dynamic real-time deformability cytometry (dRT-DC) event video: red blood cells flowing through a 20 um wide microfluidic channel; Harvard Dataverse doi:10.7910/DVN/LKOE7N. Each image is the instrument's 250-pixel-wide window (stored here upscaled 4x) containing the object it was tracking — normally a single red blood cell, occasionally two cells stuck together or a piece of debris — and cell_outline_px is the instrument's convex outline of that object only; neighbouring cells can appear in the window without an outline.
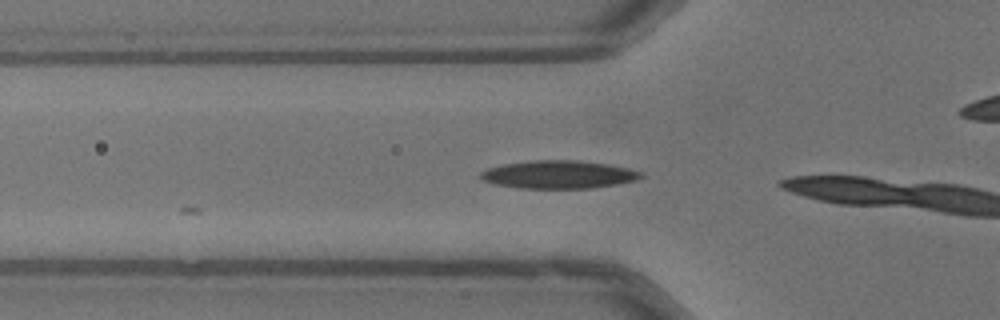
{"species": "common noctule bat (a hibernating species)", "species_latin": "Nyctalus noctula", "temperature_condition": "warm", "stored_images_in_passage": 14, "camera_frame_rate_fps": 3000, "um_per_image_px": 0.085, "animal": {"sex": "male", "body_mass_g": 13.3}, "frame": {"image": 1, "passage_image": 14, "time_ms": 4.333, "image_size_px": [1000, 320], "cell_outline_px": [[644, 176], [636, 180], [620, 184], [592, 188], [520, 188], [492, 184], [480, 180], [480, 172], [488, 168], [504, 164], [532, 160], [576, 160], [608, 164], [628, 168], [640, 172]], "centroid_in_image_um": [47.46, 14.84], "position_along_channel_um": 78.3, "area_um2": 26.3}}